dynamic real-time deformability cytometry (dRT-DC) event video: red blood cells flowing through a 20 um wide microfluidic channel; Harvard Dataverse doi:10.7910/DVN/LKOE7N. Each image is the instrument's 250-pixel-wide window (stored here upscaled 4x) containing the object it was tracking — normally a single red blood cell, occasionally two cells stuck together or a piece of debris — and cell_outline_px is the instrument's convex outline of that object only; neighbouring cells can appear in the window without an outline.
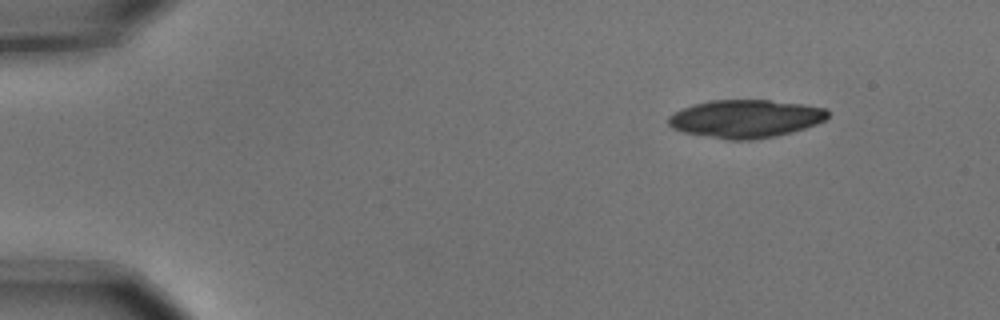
{"species": "common noctule bat (a hibernating species)", "species_latin": "Nyctalus noctula", "temperature_condition": "cold", "stored_images_in_passage": 3, "camera_frame_rate_fps": 3000, "um_per_image_px": 0.085, "animal": {"sex": "male", "body_mass_g": 15.6}, "frame": {"image": 1, "passage_image": 3, "time_ms": 0.667, "image_size_px": [1000, 320], "cell_outline_px": [[828, 116], [824, 120], [816, 124], [792, 132], [776, 136], [752, 140], [728, 140], [684, 132], [672, 128], [668, 124], [668, 116], [692, 104], [712, 100], [768, 100], [804, 104], [828, 108]], "centroid_in_image_um": [63.39, 10.09], "position_along_channel_um": 21.6, "area_um2": 35.32}}